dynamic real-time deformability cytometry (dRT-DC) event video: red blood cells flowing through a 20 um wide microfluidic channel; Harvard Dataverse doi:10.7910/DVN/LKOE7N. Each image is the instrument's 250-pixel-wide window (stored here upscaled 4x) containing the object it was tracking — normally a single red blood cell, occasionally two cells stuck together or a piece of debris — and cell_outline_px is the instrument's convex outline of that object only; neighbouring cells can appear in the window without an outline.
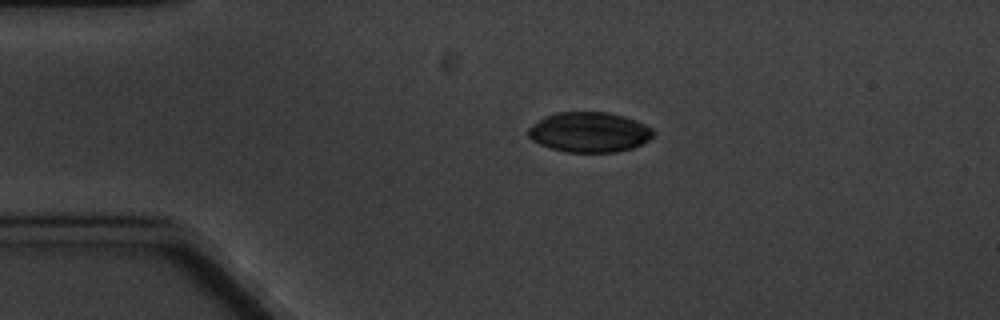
{"species": "common noctule bat (a hibernating species)", "species_latin": "Nyctalus noctula", "temperature_condition": "cold", "stored_images_in_passage": 7, "camera_frame_rate_fps": 3000, "um_per_image_px": 0.085, "animal": {"sex": "male", "body_mass_g": 20.1, "forearm_length_mm": 53.5}, "frame": {"image": 1, "passage_image": 1, "time_ms": 0.0, "image_size_px": [1000, 320], "cell_outline_px": [[656, 132], [648, 140], [632, 148], [616, 152], [564, 152], [540, 144], [532, 140], [528, 136], [528, 128], [544, 116], [556, 112], [608, 112], [624, 116], [636, 120], [652, 128]], "centroid_in_image_um": [50.09, 11.23], "position_along_channel_um": 34.9, "area_um2": 29.25}}
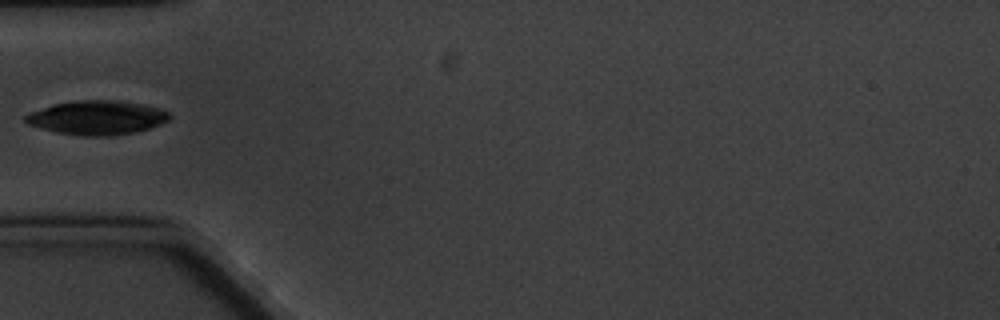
{"frame": {"image": 2, "passage_image": 3, "time_ms": 2.333, "image_size_px": [1000, 320], "cell_outline_px": [[172, 116], [168, 120], [148, 128], [136, 132], [108, 136], [84, 136], [56, 132], [28, 124], [24, 120], [24, 116], [32, 112], [52, 104], [76, 100], [120, 100], [144, 104], [160, 108], [168, 112]], "centroid_in_image_um": [8.26, 9.99], "position_along_channel_um": 76.7, "area_um2": 28.55}}
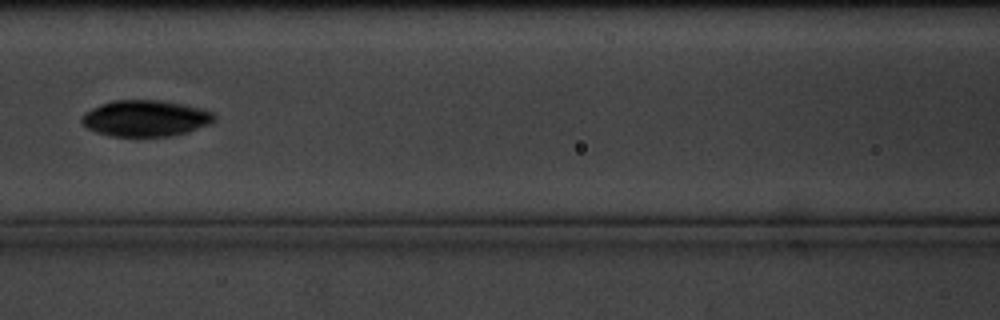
{"frame": {"image": 3, "passage_image": 5, "time_ms": 4.667, "image_size_px": [1000, 320], "cell_outline_px": [[216, 120], [208, 124], [188, 132], [168, 136], [112, 136], [96, 132], [84, 128], [80, 120], [80, 116], [84, 112], [100, 104], [112, 100], [164, 100], [184, 104], [200, 108], [212, 112], [216, 116]], "centroid_in_image_um": [12.32, 10.05], "position_along_channel_um": 154.3, "area_um2": 28.26}}